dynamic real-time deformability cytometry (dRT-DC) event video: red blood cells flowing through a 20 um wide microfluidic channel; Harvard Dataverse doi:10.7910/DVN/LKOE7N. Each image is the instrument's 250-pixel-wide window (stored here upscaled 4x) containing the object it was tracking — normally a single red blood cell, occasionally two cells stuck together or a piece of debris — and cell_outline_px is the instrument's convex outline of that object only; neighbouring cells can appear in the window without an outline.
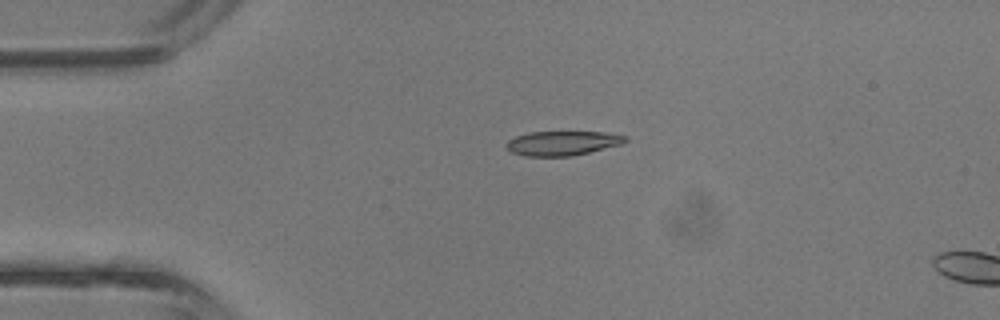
{"species": "common noctule bat (a hibernating species)", "species_latin": "Nyctalus noctula", "temperature_condition": "room temperature", "stored_images_in_passage": 4, "camera_frame_rate_fps": 3000, "um_per_image_px": 0.085, "animal": {"sex": "male", "body_mass_g": 13.3}, "frame": {"image": 1, "passage_image": 4, "time_ms": 1.0, "image_size_px": [1000, 320], "cell_outline_px": [[628, 140], [624, 144], [572, 156], [524, 156], [512, 152], [504, 144], [508, 140], [516, 136], [528, 132], [604, 132], [628, 136]], "centroid_in_image_um": [47.84, 12.17], "position_along_channel_um": 37.2, "area_um2": 17.05}}